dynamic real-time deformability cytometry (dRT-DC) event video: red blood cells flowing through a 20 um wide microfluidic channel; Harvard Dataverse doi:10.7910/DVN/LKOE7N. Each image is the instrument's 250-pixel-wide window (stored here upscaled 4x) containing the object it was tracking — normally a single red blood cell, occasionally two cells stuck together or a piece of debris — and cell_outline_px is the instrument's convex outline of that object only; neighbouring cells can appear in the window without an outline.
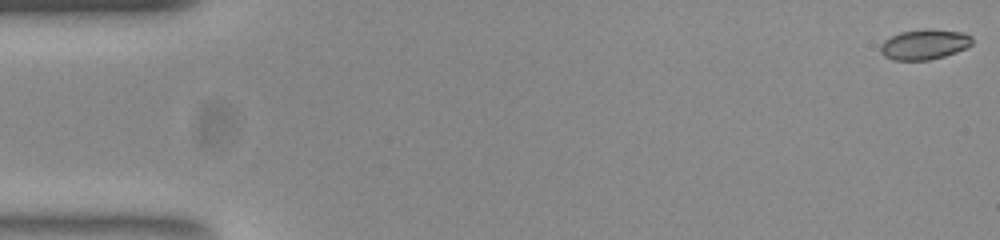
{"species": "common noctule bat (a hibernating species)", "species_latin": "Nyctalus noctula", "temperature_condition": "room temperature", "stored_images_in_passage": 53, "camera_frame_rate_fps": 3000, "um_per_image_px": 0.085, "animal": {"sex": "female", "body_mass_g": 23.0, "forearm_length_mm": 53.4}, "frame": {"image": 1, "passage_image": 1, "time_ms": 0.0, "image_size_px": [1000, 240], "cell_outline_px": [[972, 44], [968, 48], [944, 56], [928, 60], [892, 60], [884, 56], [880, 52], [880, 44], [884, 40], [900, 32], [924, 28], [964, 32], [972, 36]], "centroid_in_image_um": [78.58, 3.77], "position_along_channel_um": 6.4, "area_um2": 16.36}}
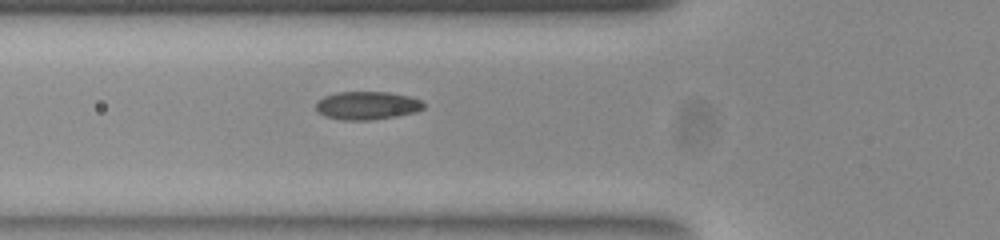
{"frame": {"image": 2, "passage_image": 19, "time_ms": 6.0, "image_size_px": [1000, 240], "cell_outline_px": [[424, 108], [416, 112], [400, 116], [372, 120], [344, 120], [324, 116], [316, 108], [316, 100], [324, 96], [336, 92], [388, 92], [408, 96], [420, 100], [424, 104]], "centroid_in_image_um": [31.2, 8.97], "position_along_channel_um": 94.6, "area_um2": 17.8}}
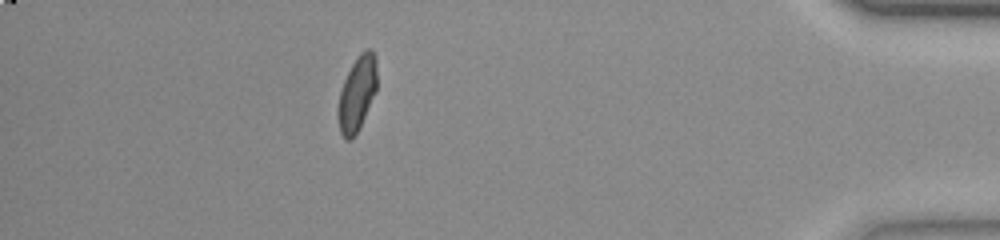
{"frame": {"image": 3, "passage_image": 47, "time_ms": 15.333, "image_size_px": [1000, 240], "cell_outline_px": [[376, 92], [352, 140], [344, 140], [340, 132], [336, 116], [336, 112], [340, 92], [344, 80], [352, 64], [360, 52], [364, 48], [372, 48], [376, 56]], "centroid_in_image_um": [30.33, 7.94], "position_along_channel_um": 404.9, "area_um2": 17.05}, "authors_computed_cell_mechanics": {"area_um2": 16.9932, "velocity_mm_per_s": 3.8816, "shape_relaxation_time_tau1_ms": null, "shape_relaxation_time_tau2_ms": 0.8252, "deformation_change_tau1": null, "deformation_change_tau2": 0.0457}}